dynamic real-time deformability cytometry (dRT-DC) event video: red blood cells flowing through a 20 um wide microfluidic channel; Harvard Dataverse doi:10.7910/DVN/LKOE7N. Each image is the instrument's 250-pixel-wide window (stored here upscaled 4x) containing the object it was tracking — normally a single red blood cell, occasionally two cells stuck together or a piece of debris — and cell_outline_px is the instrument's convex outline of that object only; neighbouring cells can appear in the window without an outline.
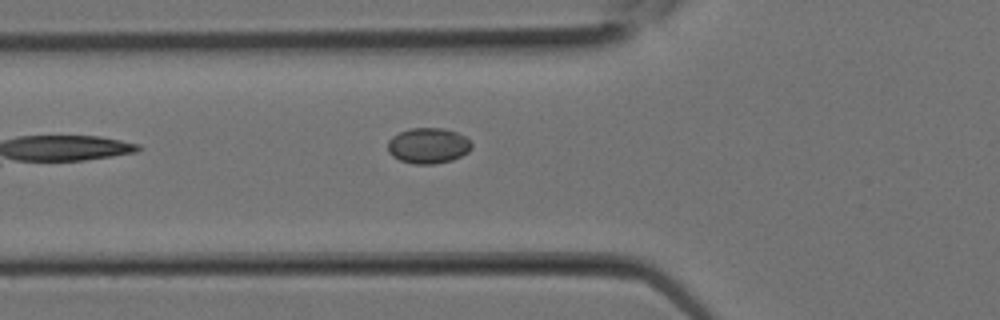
{"species": "Egyptian fruit bat (a non-hibernating species)", "species_latin": "Rousettus aegyptiacus", "temperature_condition": "room temperature", "stored_images_in_passage": 10, "camera_frame_rate_fps": 3000, "um_per_image_px": 0.085, "animal": {"sex": "female"}, "frame": {"image": 1, "passage_image": 10, "time_ms": 3.0, "image_size_px": [1000, 320], "cell_outline_px": [[472, 148], [468, 152], [452, 160], [432, 164], [412, 164], [400, 160], [392, 156], [388, 152], [388, 140], [392, 136], [400, 132], [412, 128], [444, 128], [456, 132], [464, 136], [472, 144]], "centroid_in_image_um": [36.38, 12.38], "position_along_channel_um": 89.4, "area_um2": 17.4}}